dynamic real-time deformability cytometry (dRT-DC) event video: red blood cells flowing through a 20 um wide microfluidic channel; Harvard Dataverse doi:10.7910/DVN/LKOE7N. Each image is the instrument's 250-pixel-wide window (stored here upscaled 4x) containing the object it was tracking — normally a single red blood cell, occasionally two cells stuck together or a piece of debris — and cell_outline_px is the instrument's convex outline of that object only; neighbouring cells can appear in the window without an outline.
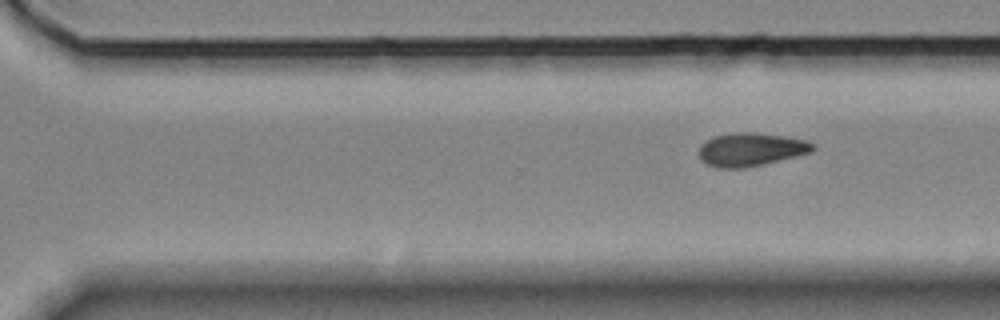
{"species": "Egyptian fruit bat (a non-hibernating species)", "species_latin": "Rousettus aegyptiacus", "temperature_condition": "room temperature", "stored_images_in_passage": 12, "segment_of_instrument_passage": [2, 2], "camera_frame_rate_fps": 3000, "um_per_image_px": 0.085, "animal": {"sex": "female"}, "frame": {"image": 1, "passage_image": 12, "time_ms": 15.0, "image_size_px": [1000, 320], "cell_outline_px": [[816, 148], [812, 152], [764, 164], [744, 168], [716, 168], [700, 160], [700, 144], [712, 136], [732, 132], [756, 132], [784, 136], [804, 140], [812, 144]], "centroid_in_image_um": [63.79, 12.7], "position_along_channel_um": 306.8, "area_um2": 22.2}}